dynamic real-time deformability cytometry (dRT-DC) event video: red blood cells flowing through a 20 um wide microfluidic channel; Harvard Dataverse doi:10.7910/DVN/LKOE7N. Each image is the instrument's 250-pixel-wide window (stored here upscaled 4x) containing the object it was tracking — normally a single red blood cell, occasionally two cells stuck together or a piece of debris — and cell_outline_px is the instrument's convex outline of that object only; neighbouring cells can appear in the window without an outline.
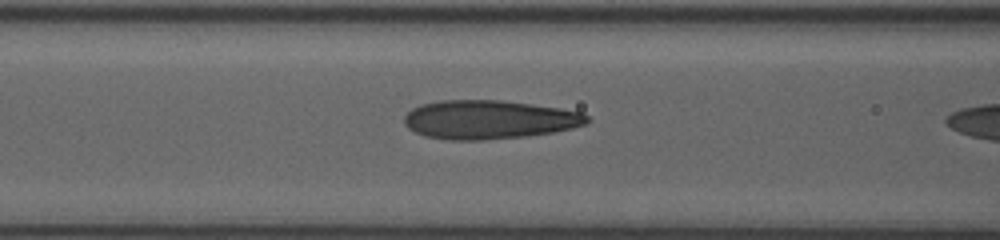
{"species": "human", "species_latin": "Homo sapiens", "temperature_condition": "room temperature", "stored_images_in_passage": 14, "camera_frame_rate_fps": 3000, "um_per_image_px": 0.085, "donor": {"sex": "female"}, "frame": {"image": 1, "passage_image": 12, "time_ms": 4.667, "image_size_px": [1000, 240], "cell_outline_px": [[588, 124], [572, 128], [552, 132], [524, 136], [484, 140], [452, 140], [424, 136], [408, 128], [404, 124], [404, 116], [412, 108], [420, 104], [440, 100], [500, 100], [532, 104], [560, 108], [584, 112], [588, 116]], "centroid_in_image_um": [41.56, 10.16], "position_along_channel_um": 125.0, "area_um2": 41.44}}